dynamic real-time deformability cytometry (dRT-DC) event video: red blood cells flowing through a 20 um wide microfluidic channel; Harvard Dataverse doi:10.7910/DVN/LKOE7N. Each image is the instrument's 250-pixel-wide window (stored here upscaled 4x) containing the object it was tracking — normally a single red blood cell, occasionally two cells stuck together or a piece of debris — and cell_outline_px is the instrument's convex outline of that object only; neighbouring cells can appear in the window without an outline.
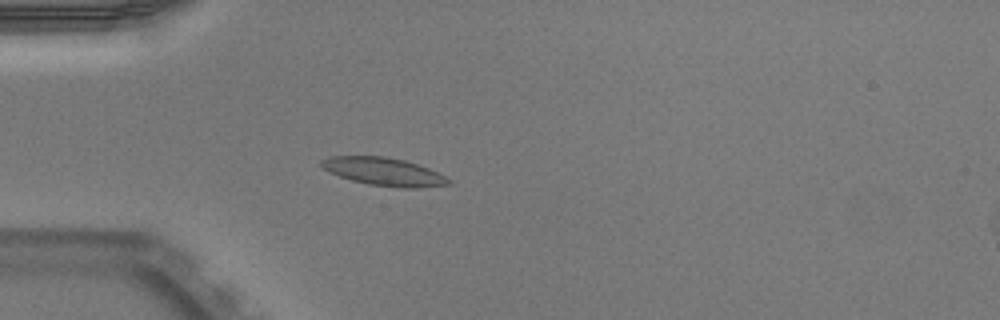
{"species": "Egyptian fruit bat (a non-hibernating species)", "species_latin": "Rousettus aegyptiacus", "temperature_condition": "warm", "stored_images_in_passage": 37, "camera_frame_rate_fps": 3000, "um_per_image_px": 0.085, "animal": {"sex": "male"}, "frame": {"image": 1, "passage_image": 1, "time_ms": 0.0, "image_size_px": [1000, 320], "cell_outline_px": [[452, 184], [416, 188], [404, 188], [368, 184], [352, 180], [328, 172], [320, 164], [320, 160], [328, 156], [384, 156], [404, 160], [428, 168], [452, 180]], "centroid_in_image_um": [32.61, 14.59], "position_along_channel_um": 52.4, "area_um2": 20.63}}
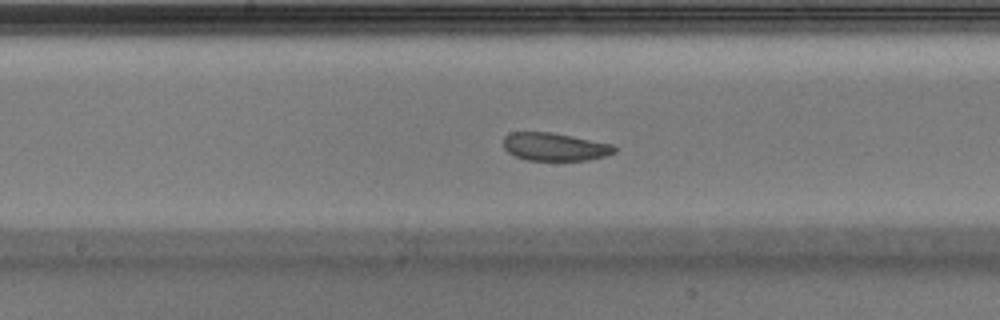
{"frame": {"image": 2, "passage_image": 13, "time_ms": 4.0, "image_size_px": [1000, 320], "cell_outline_px": [[616, 152], [604, 156], [588, 160], [528, 160], [516, 156], [508, 152], [504, 148], [504, 136], [512, 132], [552, 132], [612, 144], [616, 148]], "centroid_in_image_um": [47.15, 12.47], "position_along_channel_um": 201.0, "area_um2": 17.98}}
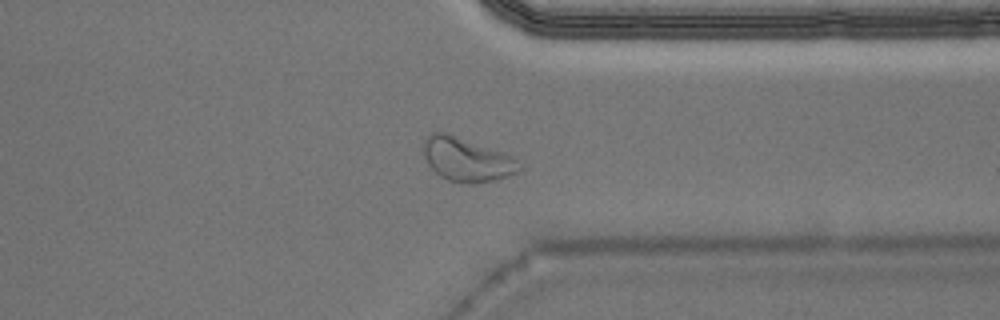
{"frame": {"image": 3, "passage_image": 26, "time_ms": 8.333, "image_size_px": [1000, 320], "cell_outline_px": [[524, 168], [520, 172], [496, 180], [448, 180], [440, 176], [428, 164], [424, 156], [424, 140], [432, 132], [448, 132], [512, 156]], "centroid_in_image_um": [39.68, 13.51], "position_along_channel_um": 371.7, "area_um2": 23.76}}